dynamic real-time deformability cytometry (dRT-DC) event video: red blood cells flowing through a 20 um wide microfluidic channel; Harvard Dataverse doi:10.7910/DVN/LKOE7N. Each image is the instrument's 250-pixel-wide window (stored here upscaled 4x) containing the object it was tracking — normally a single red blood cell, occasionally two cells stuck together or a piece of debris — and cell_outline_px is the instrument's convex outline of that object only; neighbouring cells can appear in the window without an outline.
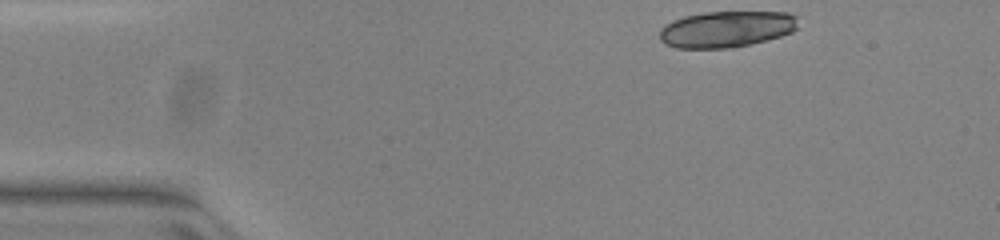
{"species": "common noctule bat (a hibernating species)", "species_latin": "Nyctalus noctula", "temperature_condition": "warm", "stored_images_in_passage": 45, "camera_frame_rate_fps": 3000, "um_per_image_px": 0.085, "animal": {"sex": "female", "body_mass_g": 23.0, "forearm_length_mm": 53.4}, "frame": {"image": 1, "passage_image": 1, "time_ms": 0.0, "image_size_px": [1000, 240], "cell_outline_px": [[796, 28], [792, 32], [780, 36], [732, 48], [676, 48], [664, 44], [660, 40], [660, 28], [664, 24], [672, 20], [684, 16], [704, 12], [788, 12], [796, 16]], "centroid_in_image_um": [61.69, 2.47], "position_along_channel_um": 23.3, "area_um2": 29.3}}